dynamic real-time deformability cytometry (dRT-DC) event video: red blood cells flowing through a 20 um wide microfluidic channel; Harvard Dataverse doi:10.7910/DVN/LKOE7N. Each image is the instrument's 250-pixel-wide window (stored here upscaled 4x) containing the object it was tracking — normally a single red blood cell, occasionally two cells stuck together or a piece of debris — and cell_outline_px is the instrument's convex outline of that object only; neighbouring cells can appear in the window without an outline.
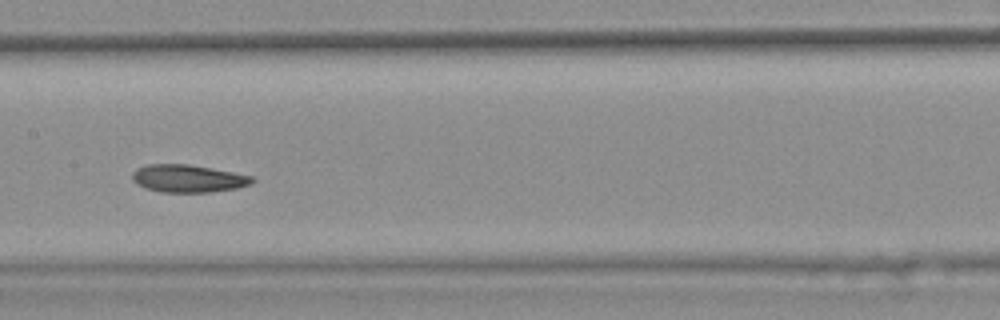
{"species": "common noctule bat (a hibernating species)", "species_latin": "Nyctalus noctula", "temperature_condition": "warm", "stored_images_in_passage": 45, "camera_frame_rate_fps": 3000, "um_per_image_px": 0.085, "animal": {"sex": "female", "body_mass_g": 25.1}, "frame": {"image": 1, "passage_image": 26, "time_ms": 8.333, "image_size_px": [1000, 320], "cell_outline_px": [[256, 180], [252, 184], [236, 188], [208, 192], [160, 192], [144, 188], [136, 184], [132, 180], [132, 172], [136, 168], [148, 164], [188, 164], [212, 168], [252, 176]], "centroid_in_image_um": [15.95, 15.17], "position_along_channel_um": 191.4, "area_um2": 19.42}, "authors_computed_cell_mechanics": {"area_um2": 19.8254, "velocity_mm_per_s": 3.7202, "shape_relaxation_time_tau1_ms": 5.1493, "shape_relaxation_time_tau2_ms": 3.0046, "deformation_change_tau1": 0.1328, "deformation_change_tau2": 0.09}}